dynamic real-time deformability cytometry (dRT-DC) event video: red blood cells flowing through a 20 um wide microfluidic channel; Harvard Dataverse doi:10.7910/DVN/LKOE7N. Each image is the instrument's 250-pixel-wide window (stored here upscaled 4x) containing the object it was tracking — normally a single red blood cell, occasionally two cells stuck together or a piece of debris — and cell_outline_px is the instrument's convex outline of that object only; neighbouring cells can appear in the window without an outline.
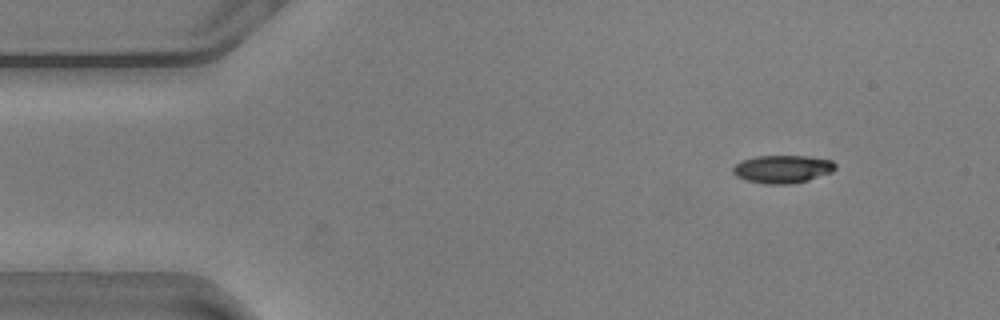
{"species": "common noctule bat (a hibernating species)", "species_latin": "Nyctalus noctula", "temperature_condition": "warm", "stored_images_in_passage": 50, "camera_frame_rate_fps": 3000, "um_per_image_px": 0.085, "animal": {"sex": "male", "body_mass_g": 20.5, "forearm_length_mm": 52.5}, "frame": {"image": 1, "passage_image": 1, "time_ms": 0.0, "image_size_px": [1000, 320], "cell_outline_px": [[836, 168], [832, 172], [808, 180], [792, 184], [768, 184], [748, 180], [736, 176], [732, 172], [732, 168], [736, 164], [744, 160], [756, 156], [808, 156], [832, 160], [836, 164]], "centroid_in_image_um": [66.54, 14.37], "position_along_channel_um": 18.5, "area_um2": 16.59}}
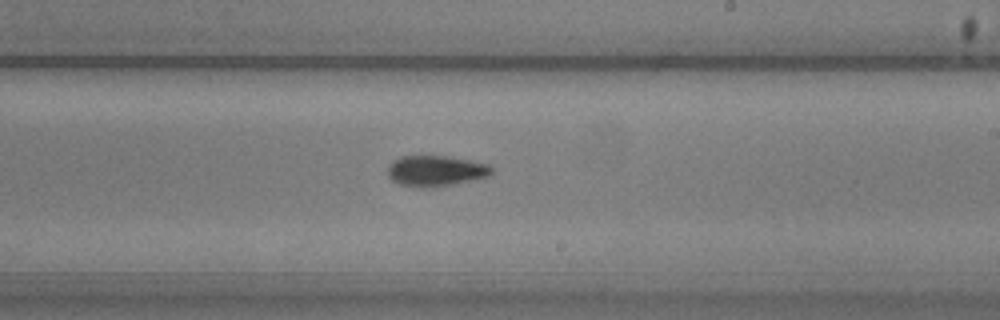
{"frame": {"image": 2, "passage_image": 27, "time_ms": 8.667, "image_size_px": [1000, 320], "cell_outline_px": [[492, 176], [452, 184], [424, 188], [420, 188], [400, 184], [392, 180], [388, 176], [388, 168], [392, 160], [400, 156], [448, 156], [488, 164], [492, 168]], "centroid_in_image_um": [37.03, 14.52], "position_along_channel_um": 252.0, "area_um2": 18.61}}
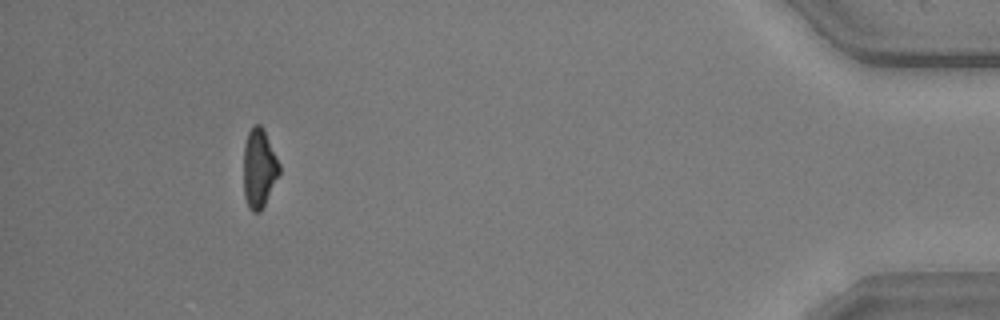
{"frame": {"image": 3, "passage_image": 46, "time_ms": 15.0, "image_size_px": [1000, 320], "cell_outline_px": [[280, 172], [260, 212], [252, 212], [248, 208], [244, 196], [244, 144], [248, 132], [252, 124], [260, 124], [280, 164]], "centroid_in_image_um": [22.0, 14.31], "position_along_channel_um": 413.2, "area_um2": 16.24}, "authors_computed_cell_mechanics": {"area_um2": 17.7446, "velocity_mm_per_s": 3.6158, "shape_relaxation_time_tau1_ms": null, "shape_relaxation_time_tau2_ms": 2.4629, "deformation_change_tau1": null, "deformation_change_tau2": 0.0804}}